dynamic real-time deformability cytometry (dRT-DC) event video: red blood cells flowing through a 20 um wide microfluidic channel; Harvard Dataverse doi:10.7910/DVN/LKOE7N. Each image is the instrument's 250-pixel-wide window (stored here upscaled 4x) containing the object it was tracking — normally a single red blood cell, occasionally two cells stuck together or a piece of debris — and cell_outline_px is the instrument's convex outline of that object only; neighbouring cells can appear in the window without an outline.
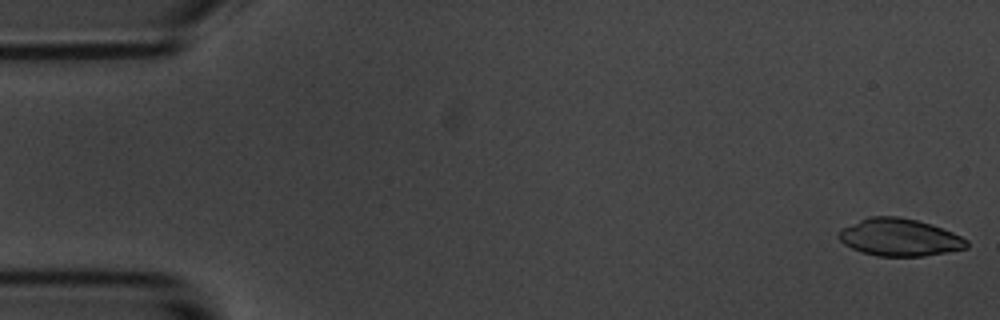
{"species": "common noctule bat (a hibernating species)", "species_latin": "Nyctalus noctula", "temperature_condition": "room temperature", "stored_images_in_passage": 55, "camera_frame_rate_fps": 3000, "um_per_image_px": 0.085, "animal": {"sex": "male", "body_mass_g": 20.1, "forearm_length_mm": 53.5}, "frame": {"image": 1, "passage_image": 1, "time_ms": 0.0, "image_size_px": [1000, 320], "cell_outline_px": [[968, 248], [924, 256], [876, 256], [860, 252], [844, 244], [836, 236], [844, 228], [868, 216], [900, 216], [932, 224], [952, 232], [968, 240]], "centroid_in_image_um": [76.47, 20.18], "position_along_channel_um": 8.5, "area_um2": 27.86}}